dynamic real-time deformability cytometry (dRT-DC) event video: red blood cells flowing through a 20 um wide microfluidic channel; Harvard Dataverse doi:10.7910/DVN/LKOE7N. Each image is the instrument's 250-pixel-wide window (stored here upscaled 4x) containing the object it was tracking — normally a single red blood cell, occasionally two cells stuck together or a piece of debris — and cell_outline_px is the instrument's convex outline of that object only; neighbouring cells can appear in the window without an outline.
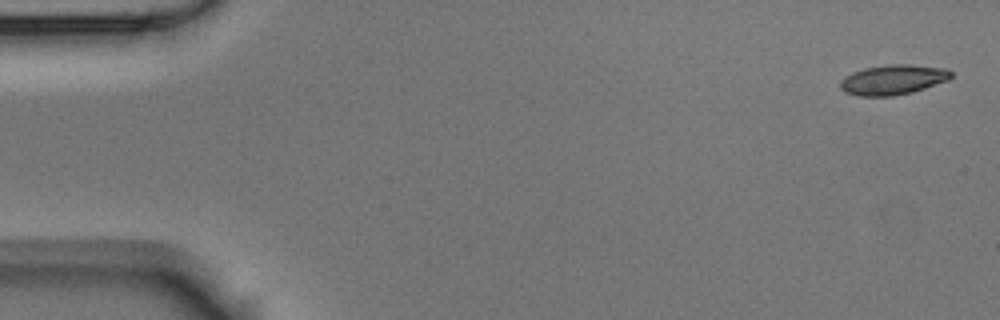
{"species": "Egyptian fruit bat (a non-hibernating species)", "species_latin": "Rousettus aegyptiacus", "temperature_condition": "room temperature", "stored_images_in_passage": 5, "camera_frame_rate_fps": 3000, "um_per_image_px": 0.085, "animal": {"sex": "male"}, "frame": {"image": 1, "passage_image": 1, "time_ms": 0.0, "image_size_px": [1000, 320], "cell_outline_px": [[952, 76], [948, 80], [912, 92], [892, 96], [860, 96], [844, 92], [840, 88], [840, 80], [844, 76], [852, 72], [864, 68], [892, 64], [908, 64], [948, 68], [952, 72]], "centroid_in_image_um": [75.89, 6.77], "position_along_channel_um": 9.1, "area_um2": 19.42}}